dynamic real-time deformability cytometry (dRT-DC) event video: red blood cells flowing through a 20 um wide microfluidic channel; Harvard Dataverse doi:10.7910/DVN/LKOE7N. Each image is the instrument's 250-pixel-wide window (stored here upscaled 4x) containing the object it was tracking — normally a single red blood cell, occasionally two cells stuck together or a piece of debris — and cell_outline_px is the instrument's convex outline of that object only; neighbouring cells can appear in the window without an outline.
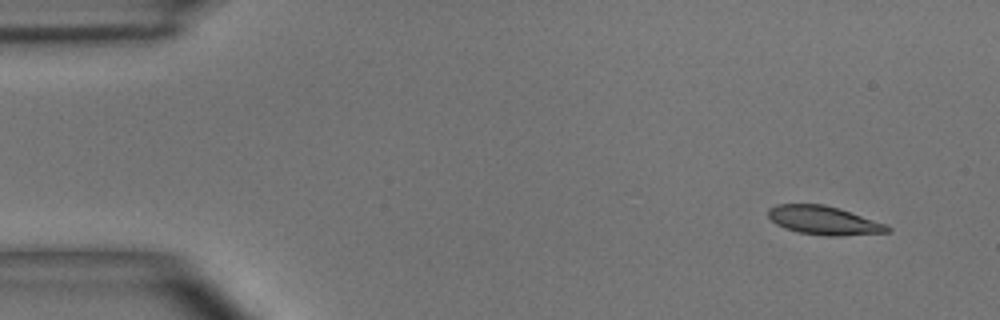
{"species": "common noctule bat (a hibernating species)", "species_latin": "Nyctalus noctula", "temperature_condition": "room temperature", "stored_images_in_passage": 4, "camera_frame_rate_fps": 3000, "um_per_image_px": 0.085, "animal": {"sex": "male", "body_mass_g": 15.6}, "frame": {"image": 1, "passage_image": 1, "time_ms": 0.0, "image_size_px": [1000, 320], "cell_outline_px": [[892, 232], [840, 236], [828, 236], [800, 232], [784, 228], [776, 224], [768, 216], [768, 208], [776, 204], [824, 204], [840, 208], [888, 224], [892, 228]], "centroid_in_image_um": [70.08, 18.73], "position_along_channel_um": 14.9, "area_um2": 20.17}}
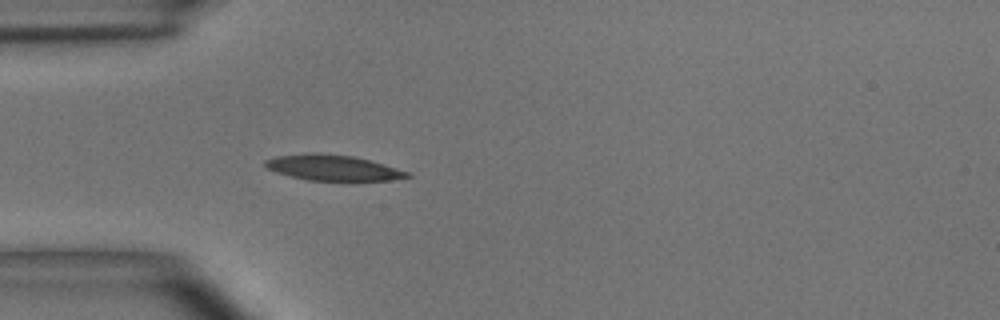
{"frame": {"image": 2, "passage_image": 4, "time_ms": 3.667, "image_size_px": [1000, 320], "cell_outline_px": [[412, 176], [388, 180], [308, 180], [276, 172], [268, 168], [264, 164], [264, 160], [276, 156], [312, 152], [316, 152], [352, 156], [368, 160], [408, 172]], "centroid_in_image_um": [28.23, 14.24], "position_along_channel_um": 56.8, "area_um2": 20.75}}